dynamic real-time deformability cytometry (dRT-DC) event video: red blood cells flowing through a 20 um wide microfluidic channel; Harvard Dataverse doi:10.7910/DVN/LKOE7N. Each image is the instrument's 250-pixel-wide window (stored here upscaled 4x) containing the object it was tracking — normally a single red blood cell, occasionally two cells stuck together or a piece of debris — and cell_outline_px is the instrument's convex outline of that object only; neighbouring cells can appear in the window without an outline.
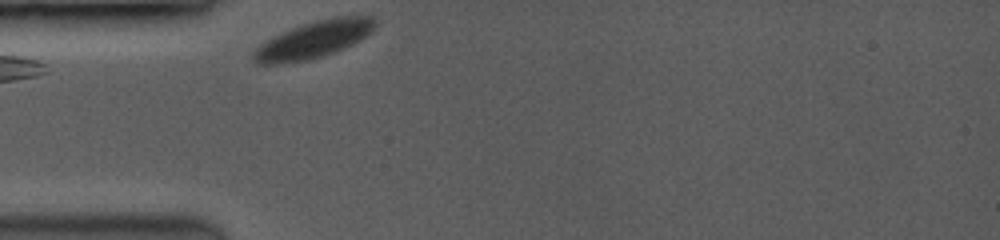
{"species": "common noctule bat (a hibernating species)", "species_latin": "Nyctalus noctula", "temperature_condition": "room temperature", "stored_images_in_passage": 9, "camera_frame_rate_fps": 3500, "um_per_image_px": 0.085, "animal": {"sex": "female", "body_mass_g": 19.0, "forearm_length_mm": 53.3}, "frame": {"image": 1, "passage_image": 1, "time_ms": 0.0, "image_size_px": [1000, 240], "cell_outline_px": [[376, 28], [372, 32], [360, 40], [344, 48], [308, 60], [272, 64], [260, 64], [252, 56], [252, 52], [264, 40], [280, 32], [316, 20], [336, 16], [372, 16], [376, 24]], "centroid_in_image_um": [26.67, 3.35], "position_along_channel_um": 58.3, "area_um2": 26.01}}